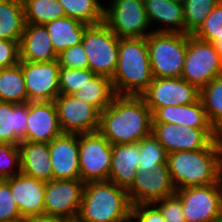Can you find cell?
<instances>
[{
	"label": "cell",
	"instance_id": "obj_10",
	"mask_svg": "<svg viewBox=\"0 0 222 222\" xmlns=\"http://www.w3.org/2000/svg\"><path fill=\"white\" fill-rule=\"evenodd\" d=\"M112 144L99 132L79 134V170L84 182L109 178Z\"/></svg>",
	"mask_w": 222,
	"mask_h": 222
},
{
	"label": "cell",
	"instance_id": "obj_4",
	"mask_svg": "<svg viewBox=\"0 0 222 222\" xmlns=\"http://www.w3.org/2000/svg\"><path fill=\"white\" fill-rule=\"evenodd\" d=\"M132 210L128 192L109 180L84 185L78 216L83 222H111Z\"/></svg>",
	"mask_w": 222,
	"mask_h": 222
},
{
	"label": "cell",
	"instance_id": "obj_33",
	"mask_svg": "<svg viewBox=\"0 0 222 222\" xmlns=\"http://www.w3.org/2000/svg\"><path fill=\"white\" fill-rule=\"evenodd\" d=\"M138 143L141 153L137 172L144 173L146 170L157 172L161 165L167 164L168 153L152 133Z\"/></svg>",
	"mask_w": 222,
	"mask_h": 222
},
{
	"label": "cell",
	"instance_id": "obj_9",
	"mask_svg": "<svg viewBox=\"0 0 222 222\" xmlns=\"http://www.w3.org/2000/svg\"><path fill=\"white\" fill-rule=\"evenodd\" d=\"M186 222H222V183L176 190Z\"/></svg>",
	"mask_w": 222,
	"mask_h": 222
},
{
	"label": "cell",
	"instance_id": "obj_20",
	"mask_svg": "<svg viewBox=\"0 0 222 222\" xmlns=\"http://www.w3.org/2000/svg\"><path fill=\"white\" fill-rule=\"evenodd\" d=\"M140 153L138 142L112 145V161L108 180L128 190L137 175Z\"/></svg>",
	"mask_w": 222,
	"mask_h": 222
},
{
	"label": "cell",
	"instance_id": "obj_47",
	"mask_svg": "<svg viewBox=\"0 0 222 222\" xmlns=\"http://www.w3.org/2000/svg\"><path fill=\"white\" fill-rule=\"evenodd\" d=\"M11 222H26V218H20L18 220L11 221Z\"/></svg>",
	"mask_w": 222,
	"mask_h": 222
},
{
	"label": "cell",
	"instance_id": "obj_39",
	"mask_svg": "<svg viewBox=\"0 0 222 222\" xmlns=\"http://www.w3.org/2000/svg\"><path fill=\"white\" fill-rule=\"evenodd\" d=\"M22 218L18 206L13 200L10 185L0 180V222H11Z\"/></svg>",
	"mask_w": 222,
	"mask_h": 222
},
{
	"label": "cell",
	"instance_id": "obj_21",
	"mask_svg": "<svg viewBox=\"0 0 222 222\" xmlns=\"http://www.w3.org/2000/svg\"><path fill=\"white\" fill-rule=\"evenodd\" d=\"M20 60L50 62L57 60L50 36L45 25L25 24L19 43Z\"/></svg>",
	"mask_w": 222,
	"mask_h": 222
},
{
	"label": "cell",
	"instance_id": "obj_2",
	"mask_svg": "<svg viewBox=\"0 0 222 222\" xmlns=\"http://www.w3.org/2000/svg\"><path fill=\"white\" fill-rule=\"evenodd\" d=\"M167 166L176 190L222 183V147L219 139L205 149L177 151L167 156Z\"/></svg>",
	"mask_w": 222,
	"mask_h": 222
},
{
	"label": "cell",
	"instance_id": "obj_19",
	"mask_svg": "<svg viewBox=\"0 0 222 222\" xmlns=\"http://www.w3.org/2000/svg\"><path fill=\"white\" fill-rule=\"evenodd\" d=\"M22 218L44 215L46 181L19 173L6 180Z\"/></svg>",
	"mask_w": 222,
	"mask_h": 222
},
{
	"label": "cell",
	"instance_id": "obj_27",
	"mask_svg": "<svg viewBox=\"0 0 222 222\" xmlns=\"http://www.w3.org/2000/svg\"><path fill=\"white\" fill-rule=\"evenodd\" d=\"M25 24L22 0H0V39L20 41Z\"/></svg>",
	"mask_w": 222,
	"mask_h": 222
},
{
	"label": "cell",
	"instance_id": "obj_29",
	"mask_svg": "<svg viewBox=\"0 0 222 222\" xmlns=\"http://www.w3.org/2000/svg\"><path fill=\"white\" fill-rule=\"evenodd\" d=\"M0 102H28L21 65L0 69Z\"/></svg>",
	"mask_w": 222,
	"mask_h": 222
},
{
	"label": "cell",
	"instance_id": "obj_42",
	"mask_svg": "<svg viewBox=\"0 0 222 222\" xmlns=\"http://www.w3.org/2000/svg\"><path fill=\"white\" fill-rule=\"evenodd\" d=\"M132 212L137 219L136 222H166L153 203L133 205Z\"/></svg>",
	"mask_w": 222,
	"mask_h": 222
},
{
	"label": "cell",
	"instance_id": "obj_38",
	"mask_svg": "<svg viewBox=\"0 0 222 222\" xmlns=\"http://www.w3.org/2000/svg\"><path fill=\"white\" fill-rule=\"evenodd\" d=\"M166 222H186L180 197L174 193L153 203Z\"/></svg>",
	"mask_w": 222,
	"mask_h": 222
},
{
	"label": "cell",
	"instance_id": "obj_23",
	"mask_svg": "<svg viewBox=\"0 0 222 222\" xmlns=\"http://www.w3.org/2000/svg\"><path fill=\"white\" fill-rule=\"evenodd\" d=\"M28 102H0V143L19 145L26 141Z\"/></svg>",
	"mask_w": 222,
	"mask_h": 222
},
{
	"label": "cell",
	"instance_id": "obj_41",
	"mask_svg": "<svg viewBox=\"0 0 222 222\" xmlns=\"http://www.w3.org/2000/svg\"><path fill=\"white\" fill-rule=\"evenodd\" d=\"M20 41L0 39V69L15 66L20 60Z\"/></svg>",
	"mask_w": 222,
	"mask_h": 222
},
{
	"label": "cell",
	"instance_id": "obj_12",
	"mask_svg": "<svg viewBox=\"0 0 222 222\" xmlns=\"http://www.w3.org/2000/svg\"><path fill=\"white\" fill-rule=\"evenodd\" d=\"M152 134L168 154L205 149L213 140L219 139L214 129L189 128L173 123H152Z\"/></svg>",
	"mask_w": 222,
	"mask_h": 222
},
{
	"label": "cell",
	"instance_id": "obj_28",
	"mask_svg": "<svg viewBox=\"0 0 222 222\" xmlns=\"http://www.w3.org/2000/svg\"><path fill=\"white\" fill-rule=\"evenodd\" d=\"M73 95L80 100L95 106L100 112H102L110 105L116 96V93L111 78L103 75H95Z\"/></svg>",
	"mask_w": 222,
	"mask_h": 222
},
{
	"label": "cell",
	"instance_id": "obj_22",
	"mask_svg": "<svg viewBox=\"0 0 222 222\" xmlns=\"http://www.w3.org/2000/svg\"><path fill=\"white\" fill-rule=\"evenodd\" d=\"M152 123H173L189 128L213 129L200 98L192 104L157 108L152 113Z\"/></svg>",
	"mask_w": 222,
	"mask_h": 222
},
{
	"label": "cell",
	"instance_id": "obj_40",
	"mask_svg": "<svg viewBox=\"0 0 222 222\" xmlns=\"http://www.w3.org/2000/svg\"><path fill=\"white\" fill-rule=\"evenodd\" d=\"M60 67L72 69L89 68L88 57L82 43L67 48L57 56Z\"/></svg>",
	"mask_w": 222,
	"mask_h": 222
},
{
	"label": "cell",
	"instance_id": "obj_5",
	"mask_svg": "<svg viewBox=\"0 0 222 222\" xmlns=\"http://www.w3.org/2000/svg\"><path fill=\"white\" fill-rule=\"evenodd\" d=\"M188 34L152 32L147 36L153 78L182 77Z\"/></svg>",
	"mask_w": 222,
	"mask_h": 222
},
{
	"label": "cell",
	"instance_id": "obj_18",
	"mask_svg": "<svg viewBox=\"0 0 222 222\" xmlns=\"http://www.w3.org/2000/svg\"><path fill=\"white\" fill-rule=\"evenodd\" d=\"M53 179H80L79 134L62 133L49 143Z\"/></svg>",
	"mask_w": 222,
	"mask_h": 222
},
{
	"label": "cell",
	"instance_id": "obj_15",
	"mask_svg": "<svg viewBox=\"0 0 222 222\" xmlns=\"http://www.w3.org/2000/svg\"><path fill=\"white\" fill-rule=\"evenodd\" d=\"M25 79L28 102L54 101L60 94L59 63L19 60Z\"/></svg>",
	"mask_w": 222,
	"mask_h": 222
},
{
	"label": "cell",
	"instance_id": "obj_30",
	"mask_svg": "<svg viewBox=\"0 0 222 222\" xmlns=\"http://www.w3.org/2000/svg\"><path fill=\"white\" fill-rule=\"evenodd\" d=\"M199 98L211 127L219 134L222 131V74L200 89Z\"/></svg>",
	"mask_w": 222,
	"mask_h": 222
},
{
	"label": "cell",
	"instance_id": "obj_36",
	"mask_svg": "<svg viewBox=\"0 0 222 222\" xmlns=\"http://www.w3.org/2000/svg\"><path fill=\"white\" fill-rule=\"evenodd\" d=\"M94 74L89 68L72 69L60 67L59 69V87L61 94L73 95L85 83H87Z\"/></svg>",
	"mask_w": 222,
	"mask_h": 222
},
{
	"label": "cell",
	"instance_id": "obj_43",
	"mask_svg": "<svg viewBox=\"0 0 222 222\" xmlns=\"http://www.w3.org/2000/svg\"><path fill=\"white\" fill-rule=\"evenodd\" d=\"M26 222H59V218L46 215L32 216L27 217Z\"/></svg>",
	"mask_w": 222,
	"mask_h": 222
},
{
	"label": "cell",
	"instance_id": "obj_31",
	"mask_svg": "<svg viewBox=\"0 0 222 222\" xmlns=\"http://www.w3.org/2000/svg\"><path fill=\"white\" fill-rule=\"evenodd\" d=\"M65 11V16L77 19L87 25L104 22L105 7L99 0H58Z\"/></svg>",
	"mask_w": 222,
	"mask_h": 222
},
{
	"label": "cell",
	"instance_id": "obj_16",
	"mask_svg": "<svg viewBox=\"0 0 222 222\" xmlns=\"http://www.w3.org/2000/svg\"><path fill=\"white\" fill-rule=\"evenodd\" d=\"M133 205L151 204L166 196L176 193L167 164L158 168L157 172L146 170L137 172L132 186L127 190Z\"/></svg>",
	"mask_w": 222,
	"mask_h": 222
},
{
	"label": "cell",
	"instance_id": "obj_45",
	"mask_svg": "<svg viewBox=\"0 0 222 222\" xmlns=\"http://www.w3.org/2000/svg\"><path fill=\"white\" fill-rule=\"evenodd\" d=\"M59 222H83V221L77 215V216H74V217L59 218Z\"/></svg>",
	"mask_w": 222,
	"mask_h": 222
},
{
	"label": "cell",
	"instance_id": "obj_3",
	"mask_svg": "<svg viewBox=\"0 0 222 222\" xmlns=\"http://www.w3.org/2000/svg\"><path fill=\"white\" fill-rule=\"evenodd\" d=\"M112 85L116 95L141 96L153 81L147 37L119 38Z\"/></svg>",
	"mask_w": 222,
	"mask_h": 222
},
{
	"label": "cell",
	"instance_id": "obj_13",
	"mask_svg": "<svg viewBox=\"0 0 222 222\" xmlns=\"http://www.w3.org/2000/svg\"><path fill=\"white\" fill-rule=\"evenodd\" d=\"M199 96L200 90L182 77L153 78L147 90L141 95L151 113L164 106L192 104Z\"/></svg>",
	"mask_w": 222,
	"mask_h": 222
},
{
	"label": "cell",
	"instance_id": "obj_34",
	"mask_svg": "<svg viewBox=\"0 0 222 222\" xmlns=\"http://www.w3.org/2000/svg\"><path fill=\"white\" fill-rule=\"evenodd\" d=\"M192 35L200 40L213 43L222 57V0Z\"/></svg>",
	"mask_w": 222,
	"mask_h": 222
},
{
	"label": "cell",
	"instance_id": "obj_17",
	"mask_svg": "<svg viewBox=\"0 0 222 222\" xmlns=\"http://www.w3.org/2000/svg\"><path fill=\"white\" fill-rule=\"evenodd\" d=\"M62 133L54 101L28 102L26 141L49 144Z\"/></svg>",
	"mask_w": 222,
	"mask_h": 222
},
{
	"label": "cell",
	"instance_id": "obj_35",
	"mask_svg": "<svg viewBox=\"0 0 222 222\" xmlns=\"http://www.w3.org/2000/svg\"><path fill=\"white\" fill-rule=\"evenodd\" d=\"M221 0H185V34H193Z\"/></svg>",
	"mask_w": 222,
	"mask_h": 222
},
{
	"label": "cell",
	"instance_id": "obj_32",
	"mask_svg": "<svg viewBox=\"0 0 222 222\" xmlns=\"http://www.w3.org/2000/svg\"><path fill=\"white\" fill-rule=\"evenodd\" d=\"M25 23L45 25L65 16L58 0H22Z\"/></svg>",
	"mask_w": 222,
	"mask_h": 222
},
{
	"label": "cell",
	"instance_id": "obj_11",
	"mask_svg": "<svg viewBox=\"0 0 222 222\" xmlns=\"http://www.w3.org/2000/svg\"><path fill=\"white\" fill-rule=\"evenodd\" d=\"M58 121L63 133L85 134L99 130L100 111L74 95L59 94L55 100Z\"/></svg>",
	"mask_w": 222,
	"mask_h": 222
},
{
	"label": "cell",
	"instance_id": "obj_48",
	"mask_svg": "<svg viewBox=\"0 0 222 222\" xmlns=\"http://www.w3.org/2000/svg\"><path fill=\"white\" fill-rule=\"evenodd\" d=\"M173 1L183 3L185 0H173Z\"/></svg>",
	"mask_w": 222,
	"mask_h": 222
},
{
	"label": "cell",
	"instance_id": "obj_8",
	"mask_svg": "<svg viewBox=\"0 0 222 222\" xmlns=\"http://www.w3.org/2000/svg\"><path fill=\"white\" fill-rule=\"evenodd\" d=\"M104 9V23L118 38L147 37L151 27L143 0H112Z\"/></svg>",
	"mask_w": 222,
	"mask_h": 222
},
{
	"label": "cell",
	"instance_id": "obj_37",
	"mask_svg": "<svg viewBox=\"0 0 222 222\" xmlns=\"http://www.w3.org/2000/svg\"><path fill=\"white\" fill-rule=\"evenodd\" d=\"M20 166L18 145L0 143V180H7L18 175L21 172Z\"/></svg>",
	"mask_w": 222,
	"mask_h": 222
},
{
	"label": "cell",
	"instance_id": "obj_25",
	"mask_svg": "<svg viewBox=\"0 0 222 222\" xmlns=\"http://www.w3.org/2000/svg\"><path fill=\"white\" fill-rule=\"evenodd\" d=\"M143 3L150 25L153 22L165 24L154 32L185 34L183 3L173 0H143Z\"/></svg>",
	"mask_w": 222,
	"mask_h": 222
},
{
	"label": "cell",
	"instance_id": "obj_44",
	"mask_svg": "<svg viewBox=\"0 0 222 222\" xmlns=\"http://www.w3.org/2000/svg\"><path fill=\"white\" fill-rule=\"evenodd\" d=\"M133 219L136 220L135 216L131 210L127 215H125L117 220L111 221V222H132Z\"/></svg>",
	"mask_w": 222,
	"mask_h": 222
},
{
	"label": "cell",
	"instance_id": "obj_1",
	"mask_svg": "<svg viewBox=\"0 0 222 222\" xmlns=\"http://www.w3.org/2000/svg\"><path fill=\"white\" fill-rule=\"evenodd\" d=\"M112 145L137 143L152 133V113L141 96L116 95L100 112L98 130Z\"/></svg>",
	"mask_w": 222,
	"mask_h": 222
},
{
	"label": "cell",
	"instance_id": "obj_6",
	"mask_svg": "<svg viewBox=\"0 0 222 222\" xmlns=\"http://www.w3.org/2000/svg\"><path fill=\"white\" fill-rule=\"evenodd\" d=\"M89 69L96 75L112 78L118 63L119 38L103 22L89 25L82 38Z\"/></svg>",
	"mask_w": 222,
	"mask_h": 222
},
{
	"label": "cell",
	"instance_id": "obj_26",
	"mask_svg": "<svg viewBox=\"0 0 222 222\" xmlns=\"http://www.w3.org/2000/svg\"><path fill=\"white\" fill-rule=\"evenodd\" d=\"M88 26L77 19L67 16L45 24L57 55L71 46L80 44Z\"/></svg>",
	"mask_w": 222,
	"mask_h": 222
},
{
	"label": "cell",
	"instance_id": "obj_14",
	"mask_svg": "<svg viewBox=\"0 0 222 222\" xmlns=\"http://www.w3.org/2000/svg\"><path fill=\"white\" fill-rule=\"evenodd\" d=\"M85 183L81 179H63L46 182L44 215L57 218L79 214Z\"/></svg>",
	"mask_w": 222,
	"mask_h": 222
},
{
	"label": "cell",
	"instance_id": "obj_24",
	"mask_svg": "<svg viewBox=\"0 0 222 222\" xmlns=\"http://www.w3.org/2000/svg\"><path fill=\"white\" fill-rule=\"evenodd\" d=\"M18 147L21 173L46 182L53 179L48 143L21 141Z\"/></svg>",
	"mask_w": 222,
	"mask_h": 222
},
{
	"label": "cell",
	"instance_id": "obj_46",
	"mask_svg": "<svg viewBox=\"0 0 222 222\" xmlns=\"http://www.w3.org/2000/svg\"><path fill=\"white\" fill-rule=\"evenodd\" d=\"M218 138L222 147V131L218 134Z\"/></svg>",
	"mask_w": 222,
	"mask_h": 222
},
{
	"label": "cell",
	"instance_id": "obj_7",
	"mask_svg": "<svg viewBox=\"0 0 222 222\" xmlns=\"http://www.w3.org/2000/svg\"><path fill=\"white\" fill-rule=\"evenodd\" d=\"M222 74V57L211 42L188 34L182 78L199 90Z\"/></svg>",
	"mask_w": 222,
	"mask_h": 222
}]
</instances>
